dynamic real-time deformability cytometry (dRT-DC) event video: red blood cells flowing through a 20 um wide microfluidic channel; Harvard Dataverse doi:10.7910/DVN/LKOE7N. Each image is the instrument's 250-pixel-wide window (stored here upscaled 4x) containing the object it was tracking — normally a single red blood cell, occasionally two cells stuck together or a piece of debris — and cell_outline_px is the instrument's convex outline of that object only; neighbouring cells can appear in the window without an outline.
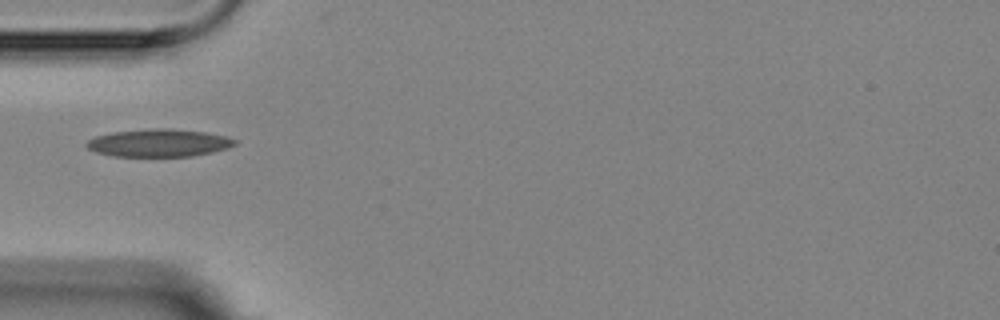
{"species": "Egyptian fruit bat (a non-hibernating species)", "species_latin": "Rousettus aegyptiacus", "temperature_condition": "room temperature", "stored_images_in_passage": 8, "camera_frame_rate_fps": 3000, "um_per_image_px": 0.085, "animal": {"sex": "female"}, "frame": {"image": 1, "passage_image": 1, "time_ms": 0.0, "image_size_px": [1000, 320], "cell_outline_px": [[236, 144], [228, 148], [212, 152], [192, 156], [112, 156], [96, 152], [88, 148], [84, 144], [88, 140], [96, 136], [112, 132], [152, 128], [172, 128], [208, 132], [228, 136], [236, 140]], "centroid_in_image_um": [13.53, 12.13], "position_along_channel_um": 71.5, "area_um2": 24.1}}
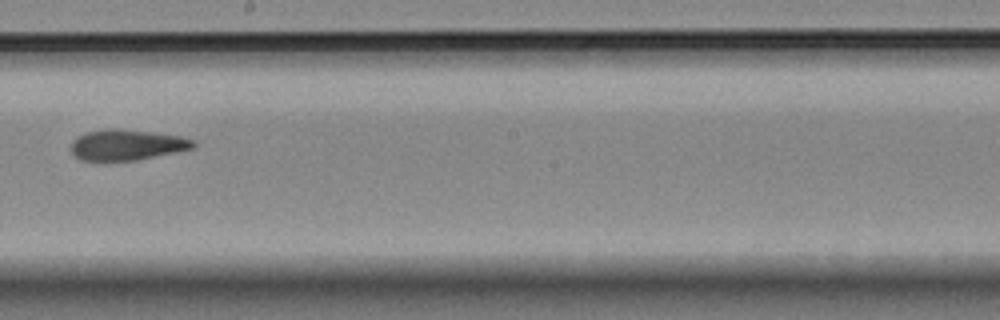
{"frame": {"image": 2, "passage_image": 5, "time_ms": 4.667, "image_size_px": [1000, 320], "cell_outline_px": [[196, 144], [192, 148], [136, 160], [84, 160], [76, 156], [72, 152], [72, 140], [84, 132], [104, 128], [120, 128], [152, 132], [180, 136], [196, 140]], "centroid_in_image_um": [10.77, 12.28], "position_along_channel_um": 237.4, "area_um2": 21.73}}
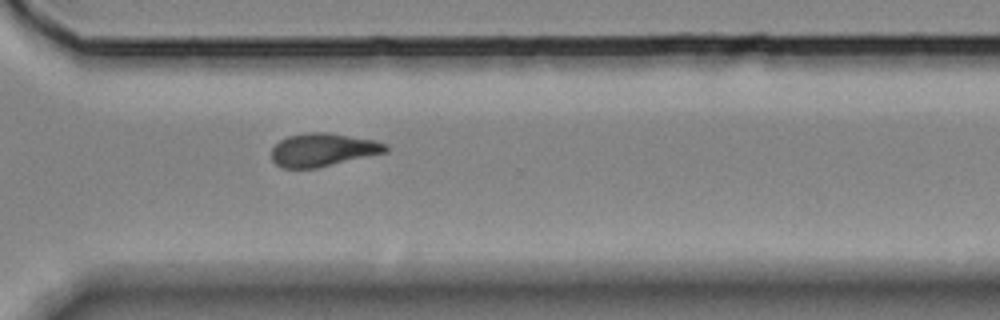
{"frame": {"image": 3, "passage_image": 8, "time_ms": 7.667, "image_size_px": [1000, 320], "cell_outline_px": [[388, 152], [316, 168], [284, 168], [276, 164], [272, 160], [272, 148], [280, 140], [288, 136], [304, 132], [328, 132], [372, 140], [384, 144], [388, 148]], "centroid_in_image_um": [27.42, 12.73], "position_along_channel_um": 343.2, "area_um2": 21.91}}